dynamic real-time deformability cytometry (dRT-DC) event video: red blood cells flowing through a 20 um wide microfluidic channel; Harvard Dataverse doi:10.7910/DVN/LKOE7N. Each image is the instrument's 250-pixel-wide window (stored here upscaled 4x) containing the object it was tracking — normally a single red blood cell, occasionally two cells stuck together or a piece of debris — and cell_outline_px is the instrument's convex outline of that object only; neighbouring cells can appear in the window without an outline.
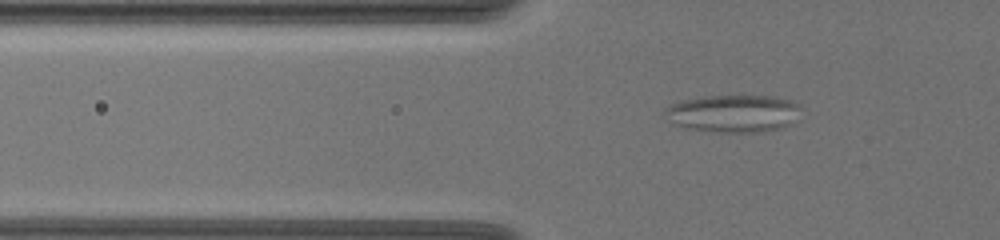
{"species": "common noctule bat (a hibernating species)", "species_latin": "Nyctalus noctula", "temperature_condition": "warm", "stored_images_in_passage": 44, "camera_frame_rate_fps": 3000, "um_per_image_px": 0.085, "animal": {"sex": "female", "body_mass_g": 19.5, "forearm_length_mm": 54.1}, "frame": {"image": 1, "passage_image": 6, "time_ms": 1.667, "image_size_px": [1000, 240], "cell_outline_px": [[800, 120], [784, 128], [764, 132], [712, 132], [688, 128], [672, 124], [664, 112], [664, 108], [672, 104], [684, 100], [704, 96], [776, 96], [792, 100], [800, 104]], "centroid_in_image_um": [62.43, 9.65], "position_along_channel_um": 63.4, "area_um2": 30.35}}
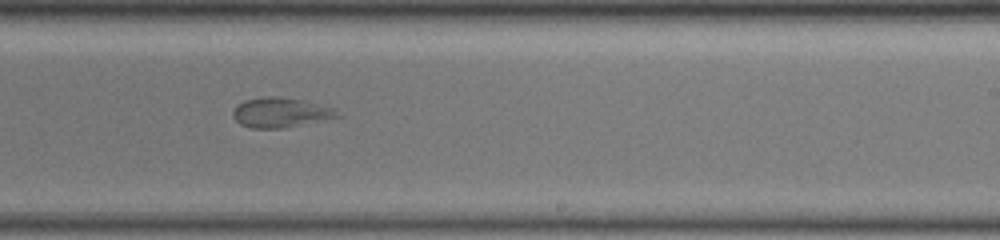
{"frame": {"image": 2, "passage_image": 24, "time_ms": 7.667, "image_size_px": [1000, 240], "cell_outline_px": [[344, 116], [284, 128], [252, 128], [240, 124], [232, 116], [232, 112], [236, 104], [244, 100], [268, 96], [276, 96], [304, 100], [336, 108]], "centroid_in_image_um": [23.89, 9.56], "position_along_channel_um": 265.1, "area_um2": 18.44}}
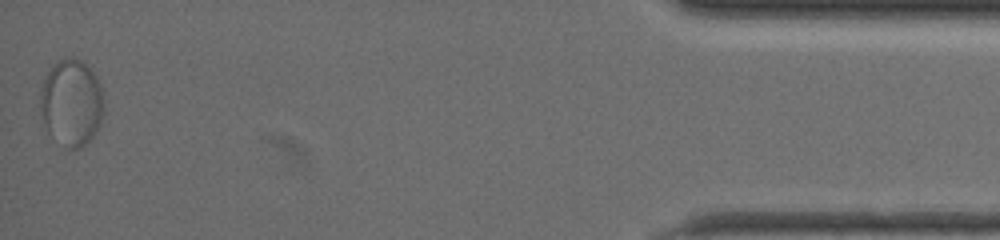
{"frame": {"image": 3, "passage_image": 44, "time_ms": 14.333, "image_size_px": [1000, 240], "cell_outline_px": [[104, 112], [100, 124], [96, 132], [80, 148], [64, 148], [48, 132], [44, 124], [40, 108], [40, 88], [48, 72], [60, 60], [72, 56], [80, 60], [96, 76], [100, 84], [104, 108]], "centroid_in_image_um": [6.07, 8.75], "position_along_channel_um": 429.1, "area_um2": 31.96}}